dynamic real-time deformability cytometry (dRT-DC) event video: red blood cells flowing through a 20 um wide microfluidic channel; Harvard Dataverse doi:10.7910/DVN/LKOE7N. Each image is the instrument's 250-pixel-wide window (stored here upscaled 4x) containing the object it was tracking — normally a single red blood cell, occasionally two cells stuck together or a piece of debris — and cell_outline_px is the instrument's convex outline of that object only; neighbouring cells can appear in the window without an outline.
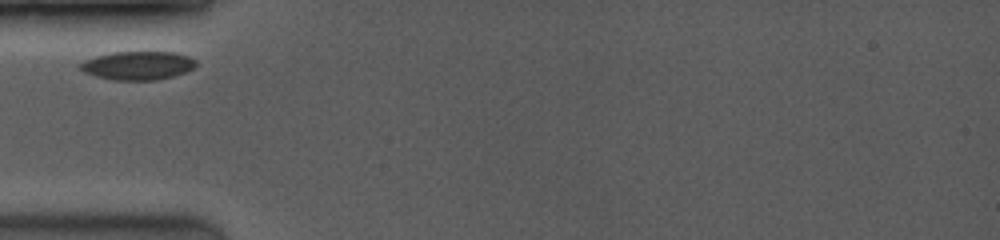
{"species": "common noctule bat (a hibernating species)", "species_latin": "Nyctalus noctula", "temperature_condition": "room temperature", "stored_images_in_passage": 17, "camera_frame_rate_fps": 3500, "um_per_image_px": 0.085, "animal": {"sex": "female", "body_mass_g": 19.0, "forearm_length_mm": 53.3}, "frame": {"image": 1, "passage_image": 1, "time_ms": 0.0, "image_size_px": [1000, 240], "cell_outline_px": [[196, 68], [172, 76], [156, 80], [112, 80], [96, 76], [84, 72], [76, 68], [76, 64], [84, 60], [96, 56], [112, 52], [172, 52], [188, 56], [196, 60]], "centroid_in_image_um": [11.66, 5.57], "position_along_channel_um": 73.3, "area_um2": 19.42}}
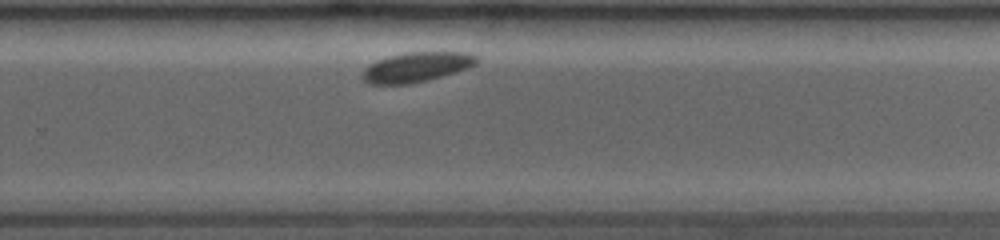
{"frame": {"image": 2, "passage_image": 12, "time_ms": 6.0, "image_size_px": [1000, 240], "cell_outline_px": [[476, 64], [468, 68], [428, 80], [412, 84], [368, 84], [360, 76], [360, 72], [364, 68], [388, 56], [408, 52], [468, 52], [476, 56]], "centroid_in_image_um": [35.37, 5.71], "position_along_channel_um": 294.4, "area_um2": 19.77}}
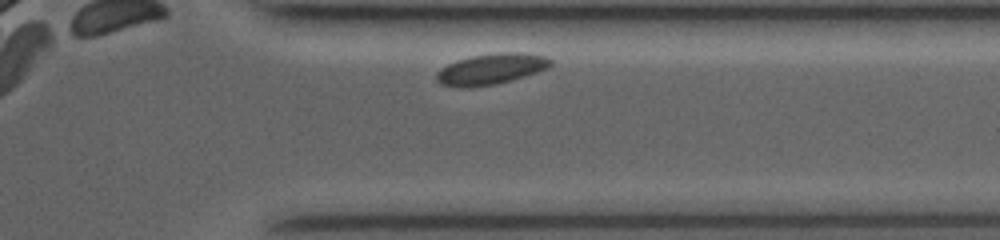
{"frame": {"image": 3, "passage_image": 16, "time_ms": 8.0, "image_size_px": [1000, 240], "cell_outline_px": [[552, 64], [548, 68], [512, 80], [496, 84], [440, 84], [436, 80], [436, 72], [440, 68], [456, 60], [472, 56], [500, 52], [524, 52], [544, 56], [552, 60]], "centroid_in_image_um": [41.81, 5.81], "position_along_channel_um": 369.6, "area_um2": 19.77}}